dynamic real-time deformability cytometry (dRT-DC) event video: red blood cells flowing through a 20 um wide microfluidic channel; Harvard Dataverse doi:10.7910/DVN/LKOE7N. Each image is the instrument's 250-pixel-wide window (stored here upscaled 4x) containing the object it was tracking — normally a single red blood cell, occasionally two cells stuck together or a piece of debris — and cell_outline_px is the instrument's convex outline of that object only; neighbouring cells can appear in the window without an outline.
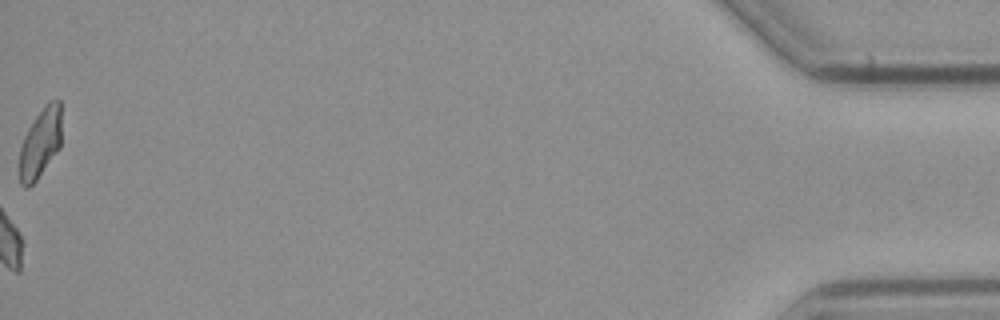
{"species": "common noctule bat (a hibernating species)", "species_latin": "Nyctalus noctula", "temperature_condition": "cold", "stored_images_in_passage": 43, "camera_frame_rate_fps": 3000, "um_per_image_px": 0.085, "animal": {"sex": "male", "body_mass_g": 23.1, "forearm_length_mm": 52.7}, "frame": {"image": 1, "passage_image": 43, "time_ms": 14.0, "image_size_px": [1000, 320], "cell_outline_px": [[60, 148], [36, 180], [28, 188], [24, 188], [20, 184], [20, 148], [24, 136], [28, 128], [44, 104], [48, 100], [60, 100]], "centroid_in_image_um": [3.42, 12.15], "position_along_channel_um": 431.8, "area_um2": 16.94}, "authors_computed_cell_mechanics": {"area_um2": 16.6464, "velocity_mm_per_s": 3.755, "shape_relaxation_time_tau1_ms": 3.1505, "shape_relaxation_time_tau2_ms": null, "deformation_change_tau1": 0.1408, "deformation_change_tau2": null}}